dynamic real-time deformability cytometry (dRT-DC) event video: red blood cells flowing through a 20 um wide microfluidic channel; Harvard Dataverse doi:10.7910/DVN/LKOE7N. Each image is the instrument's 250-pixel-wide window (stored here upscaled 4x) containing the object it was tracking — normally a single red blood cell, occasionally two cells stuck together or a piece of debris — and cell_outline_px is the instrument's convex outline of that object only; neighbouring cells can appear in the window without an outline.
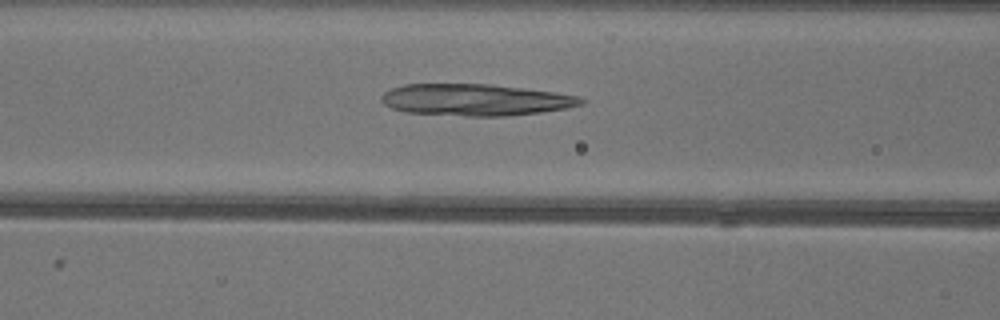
{"species": "common noctule bat (a hibernating species)", "species_latin": "Nyctalus noctula", "temperature_condition": "warm", "stored_images_in_passage": 49, "camera_frame_rate_fps": 3000, "um_per_image_px": 0.085, "animal": {"sex": "female"}, "frame": {"image": 1, "passage_image": 19, "time_ms": 6.0, "image_size_px": [1000, 320], "cell_outline_px": [[584, 104], [568, 108], [540, 112], [508, 116], [468, 116], [404, 112], [392, 108], [384, 104], [380, 100], [380, 96], [384, 92], [392, 88], [404, 84], [488, 84], [524, 88], [580, 96], [584, 100]], "centroid_in_image_um": [40.39, 8.49], "position_along_channel_um": 126.2, "area_um2": 36.93}}
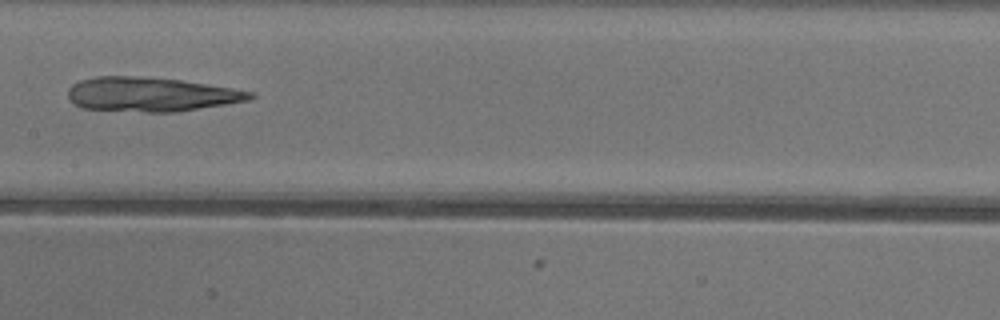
{"frame": {"image": 2, "passage_image": 24, "time_ms": 7.667, "image_size_px": [1000, 320], "cell_outline_px": [[256, 96], [248, 100], [176, 112], [148, 112], [80, 108], [68, 96], [68, 88], [72, 84], [80, 80], [96, 76], [132, 76], [180, 80], [232, 88], [252, 92]], "centroid_in_image_um": [12.79, 8.02], "position_along_channel_um": 194.6, "area_um2": 36.01}}
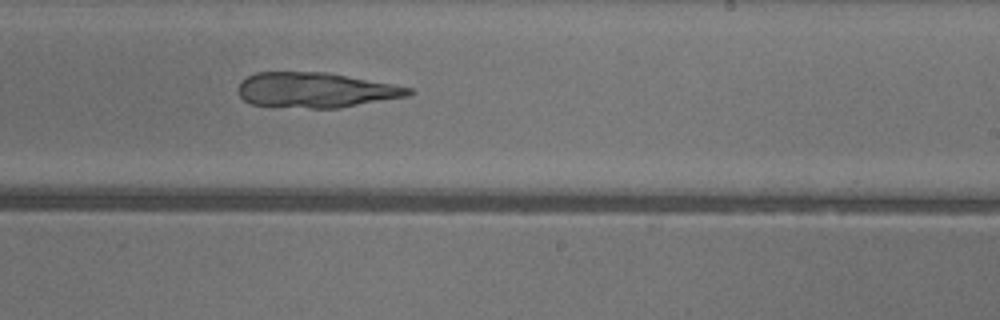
{"frame": {"image": 3, "passage_image": 29, "time_ms": 9.333, "image_size_px": [1000, 320], "cell_outline_px": [[416, 92], [408, 96], [340, 108], [308, 108], [252, 104], [244, 100], [240, 96], [236, 88], [240, 80], [256, 72], [328, 72], [392, 84], [412, 88]], "centroid_in_image_um": [26.83, 7.65], "position_along_channel_um": 262.2, "area_um2": 35.03}}